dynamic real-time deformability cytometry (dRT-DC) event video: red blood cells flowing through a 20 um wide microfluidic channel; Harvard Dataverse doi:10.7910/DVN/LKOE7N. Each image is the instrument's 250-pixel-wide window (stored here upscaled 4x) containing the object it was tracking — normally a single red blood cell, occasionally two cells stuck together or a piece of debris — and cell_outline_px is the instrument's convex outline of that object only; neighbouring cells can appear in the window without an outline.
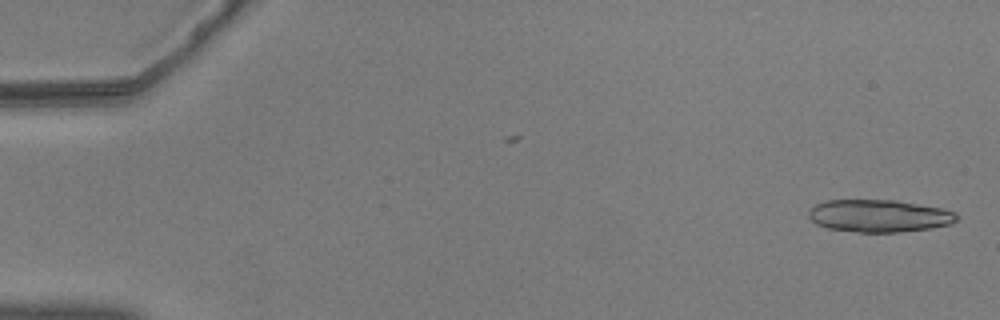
{"species": "common noctule bat (a hibernating species)", "species_latin": "Nyctalus noctula", "temperature_condition": "warm", "stored_images_in_passage": 55, "segment_of_instrument_passage": [1, 2], "camera_frame_rate_fps": 3000, "um_per_image_px": 0.085, "animal": {"sex": "male", "body_mass_g": 20.5, "forearm_length_mm": 52.5}, "frame": {"image": 1, "passage_image": 1, "time_ms": 0.0, "image_size_px": [1000, 320], "cell_outline_px": [[956, 220], [952, 224], [928, 228], [900, 232], [860, 232], [828, 228], [816, 224], [808, 216], [808, 208], [824, 200], [896, 200], [940, 208], [956, 212]], "centroid_in_image_um": [74.67, 18.34], "position_along_channel_um": 10.3, "area_um2": 27.92}}
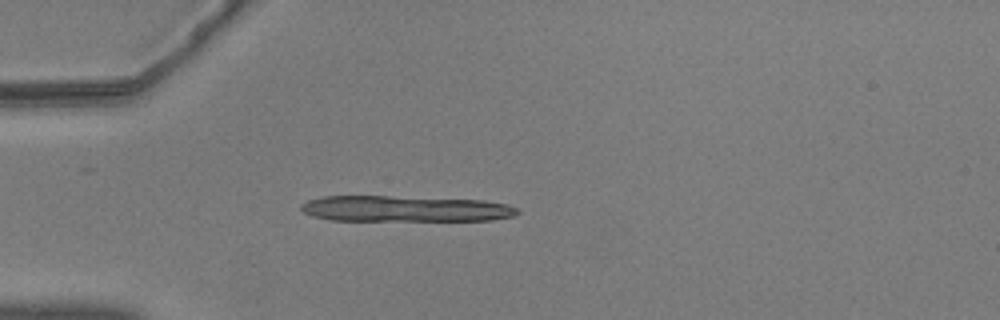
{"frame": {"image": 2, "passage_image": 15, "time_ms": 4.667, "image_size_px": [1000, 320], "cell_outline_px": [[520, 212], [512, 216], [492, 220], [332, 220], [312, 216], [304, 212], [300, 208], [300, 204], [308, 200], [324, 196], [388, 196], [484, 200], [508, 204], [520, 208]], "centroid_in_image_um": [34.46, 17.74], "position_along_channel_um": 50.5, "area_um2": 32.71}}